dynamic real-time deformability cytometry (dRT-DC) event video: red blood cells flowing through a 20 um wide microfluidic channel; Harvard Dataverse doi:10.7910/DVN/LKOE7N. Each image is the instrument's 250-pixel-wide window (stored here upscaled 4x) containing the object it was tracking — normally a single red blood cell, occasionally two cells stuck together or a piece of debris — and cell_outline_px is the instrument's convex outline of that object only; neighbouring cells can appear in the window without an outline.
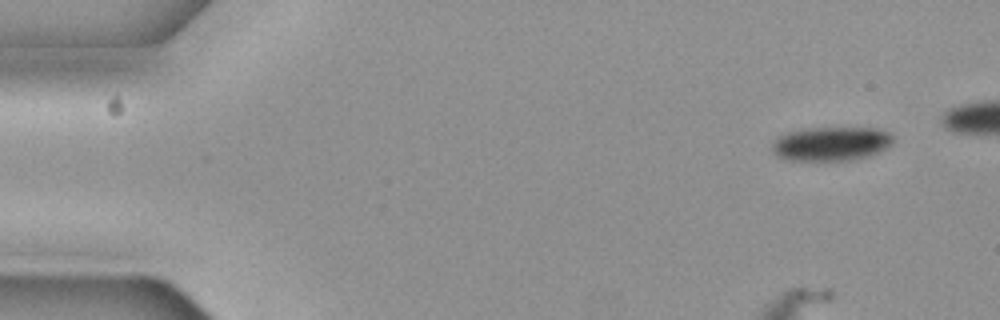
{"species": "common noctule bat (a hibernating species)", "species_latin": "Nyctalus noctula", "temperature_condition": "cold", "stored_images_in_passage": 56, "camera_frame_rate_fps": 3000, "um_per_image_px": 0.085, "animal": {"sex": "female", "body_mass_g": 19.3, "forearm_length_mm": 54.1}, "frame": {"image": 1, "passage_image": 1, "time_ms": 0.0, "image_size_px": [1000, 320], "cell_outline_px": [[892, 144], [880, 152], [872, 156], [856, 160], [784, 160], [776, 156], [772, 152], [772, 144], [780, 136], [788, 132], [812, 128], [876, 128], [888, 132], [892, 136]], "centroid_in_image_um": [70.67, 12.24], "position_along_channel_um": 14.3, "area_um2": 24.1}}
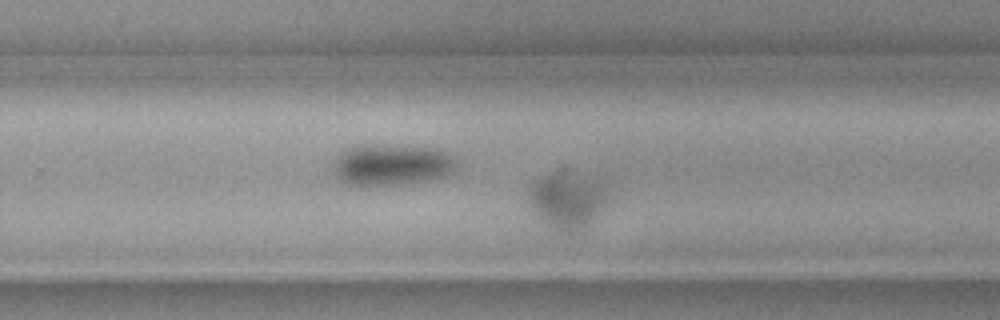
{"frame": {"image": 2, "passage_image": 34, "time_ms": 11.0, "image_size_px": [1000, 320], "cell_outline_px": [[612, 192], [608, 200], [600, 212], [580, 232], [568, 232], [548, 224], [536, 216], [528, 200], [528, 188], [536, 180], [564, 164], [596, 176], [604, 180]], "centroid_in_image_um": [48.31, 16.84], "position_along_channel_um": 281.5, "area_um2": 28.03}}
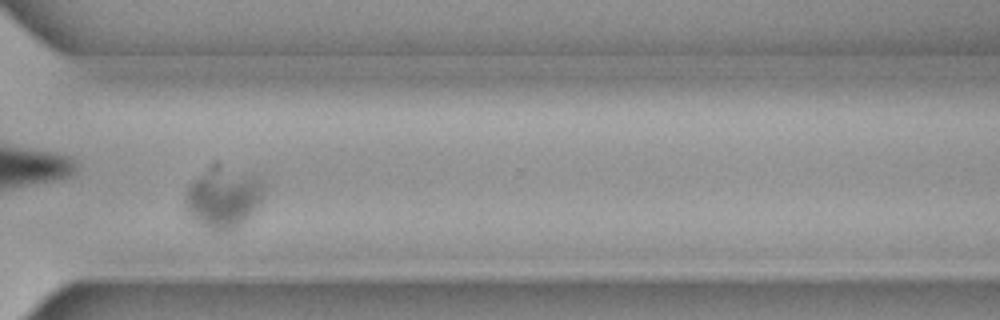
{"frame": {"image": 3, "passage_image": 40, "time_ms": 13.0, "image_size_px": [1000, 320], "cell_outline_px": [[264, 200], [244, 224], [232, 232], [212, 232], [188, 220], [184, 200], [184, 192], [216, 160], [252, 176], [260, 180], [264, 184]], "centroid_in_image_um": [18.96, 16.86], "position_along_channel_um": 351.6, "area_um2": 29.25}}